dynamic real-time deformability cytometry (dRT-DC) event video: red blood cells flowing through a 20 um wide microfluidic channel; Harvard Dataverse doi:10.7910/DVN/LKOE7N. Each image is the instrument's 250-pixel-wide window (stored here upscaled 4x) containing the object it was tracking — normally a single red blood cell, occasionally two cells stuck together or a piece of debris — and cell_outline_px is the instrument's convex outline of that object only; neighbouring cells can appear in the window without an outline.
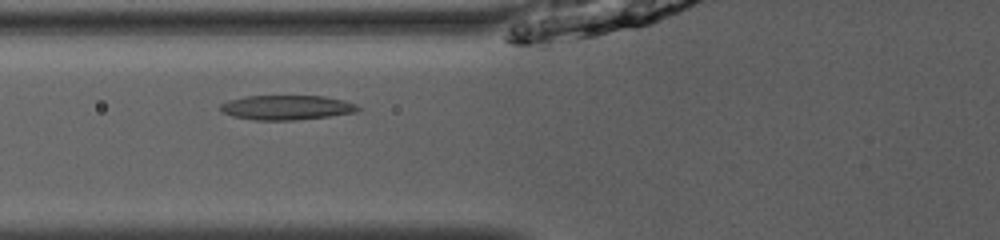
{"species": "common noctule bat (a hibernating species)", "species_latin": "Nyctalus noctula", "temperature_condition": "room temperature", "stored_images_in_passage": 41, "camera_frame_rate_fps": 3000, "um_per_image_px": 0.085, "animal": {"sex": "male", "body_mass_g": 13.0, "forearm_length_mm": 53.1}, "frame": {"image": 1, "passage_image": 10, "time_ms": 3.0, "image_size_px": [1000, 240], "cell_outline_px": [[360, 108], [356, 112], [328, 116], [296, 120], [256, 120], [232, 116], [224, 112], [220, 108], [220, 104], [228, 100], [244, 96], [324, 96], [344, 100], [356, 104]], "centroid_in_image_um": [24.36, 9.13], "position_along_channel_um": 101.4, "area_um2": 19.65}}
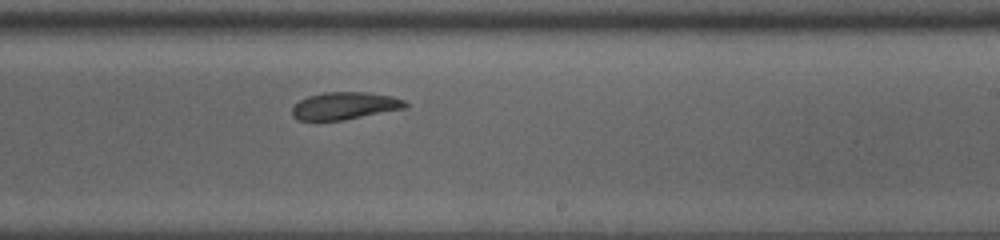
{"frame": {"image": 2, "passage_image": 22, "time_ms": 7.0, "image_size_px": [1000, 240], "cell_outline_px": [[408, 108], [344, 120], [296, 120], [292, 116], [292, 108], [300, 100], [308, 96], [324, 92], [368, 92], [392, 96], [404, 100], [408, 104]], "centroid_in_image_um": [29.33, 8.99], "position_along_channel_um": 259.7, "area_um2": 18.21}}
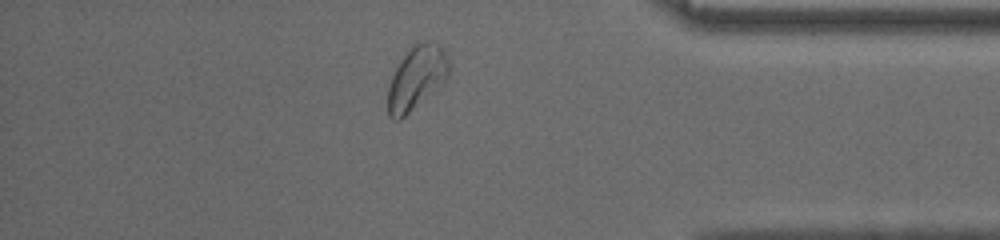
{"frame": {"image": 3, "passage_image": 34, "time_ms": 11.0, "image_size_px": [1000, 240], "cell_outline_px": [[448, 80], [400, 120], [392, 120], [388, 116], [388, 84], [400, 60], [416, 40], [428, 40], [440, 44], [448, 60]], "centroid_in_image_um": [35.4, 6.6], "position_along_channel_um": 399.8, "area_um2": 22.89}}